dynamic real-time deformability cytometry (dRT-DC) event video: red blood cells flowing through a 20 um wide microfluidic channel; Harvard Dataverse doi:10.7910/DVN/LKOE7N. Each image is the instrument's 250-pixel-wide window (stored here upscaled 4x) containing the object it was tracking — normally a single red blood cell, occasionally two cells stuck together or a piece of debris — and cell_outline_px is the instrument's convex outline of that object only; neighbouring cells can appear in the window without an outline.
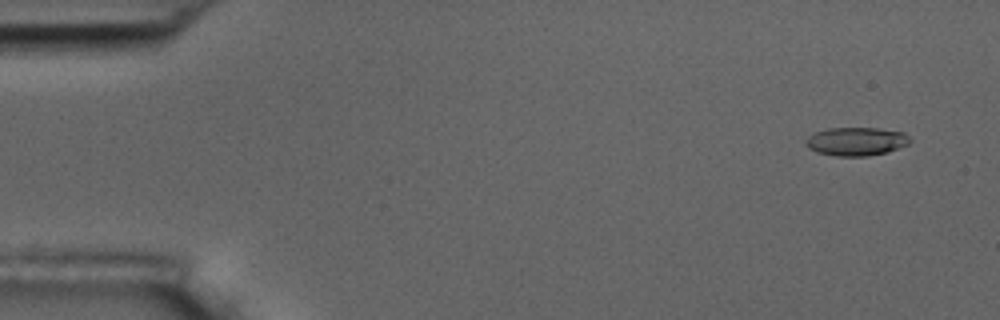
{"species": "common noctule bat (a hibernating species)", "species_latin": "Nyctalus noctula", "temperature_condition": "room temperature", "stored_images_in_passage": 9, "camera_frame_rate_fps": 3000, "um_per_image_px": 0.085, "animal": {"sex": "male", "body_mass_g": 17.5, "forearm_length_mm": 52.3}, "frame": {"image": 1, "passage_image": 2, "time_ms": 1.0, "image_size_px": [1000, 320], "cell_outline_px": [[912, 140], [908, 144], [888, 152], [868, 156], [836, 156], [816, 152], [808, 148], [804, 144], [804, 140], [808, 136], [816, 132], [828, 128], [876, 128], [904, 132]], "centroid_in_image_um": [72.76, 12.02], "position_along_channel_um": 12.2, "area_um2": 17.4}}
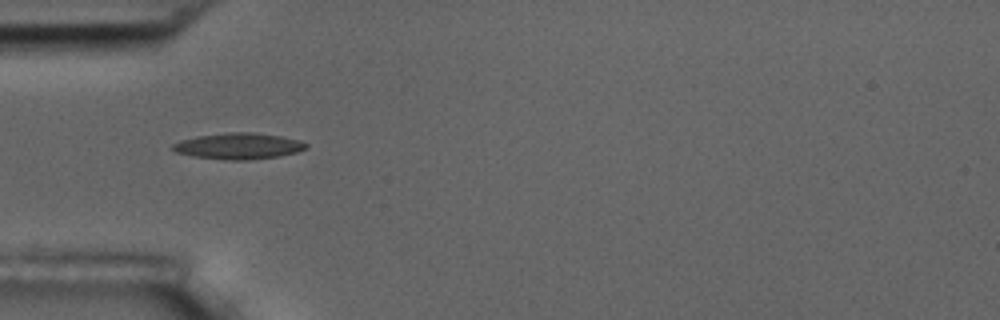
{"frame": {"image": 2, "passage_image": 6, "time_ms": 5.667, "image_size_px": [1000, 320], "cell_outline_px": [[308, 144], [304, 148], [296, 152], [280, 156], [248, 160], [228, 160], [192, 156], [176, 152], [172, 148], [172, 144], [180, 140], [196, 136], [228, 132], [252, 132], [280, 136], [300, 140]], "centroid_in_image_um": [20.25, 12.41], "position_along_channel_um": 64.8, "area_um2": 20.29}}
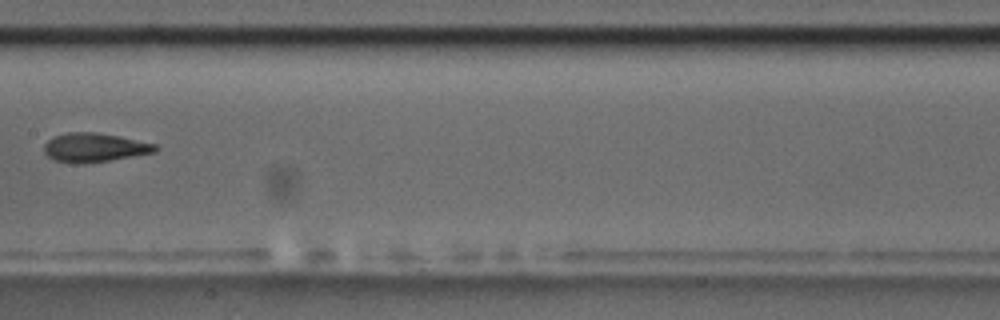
{"frame": {"image": 3, "passage_image": 9, "time_ms": 9.333, "image_size_px": [1000, 320], "cell_outline_px": [[160, 148], [156, 152], [84, 164], [76, 164], [56, 160], [48, 156], [44, 152], [44, 144], [52, 136], [68, 132], [96, 132], [120, 136], [156, 144]], "centroid_in_image_um": [8.03, 12.53], "position_along_channel_um": 199.4, "area_um2": 18.84}}